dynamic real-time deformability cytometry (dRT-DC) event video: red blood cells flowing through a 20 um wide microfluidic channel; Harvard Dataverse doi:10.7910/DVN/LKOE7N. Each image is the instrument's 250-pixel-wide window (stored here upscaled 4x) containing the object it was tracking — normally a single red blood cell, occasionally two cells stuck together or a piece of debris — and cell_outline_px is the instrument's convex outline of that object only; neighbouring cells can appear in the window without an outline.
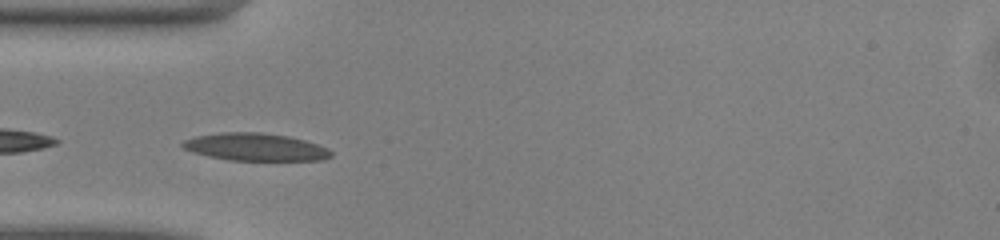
{"species": "common noctule bat (a hibernating species)", "species_latin": "Nyctalus noctula", "temperature_condition": "warm", "stored_images_in_passage": 15, "camera_frame_rate_fps": 3000, "um_per_image_px": 0.085, "animal": {"sex": "male", "body_mass_g": 13.0, "forearm_length_mm": 53.1}, "frame": {"image": 1, "passage_image": 10, "time_ms": 3.0, "image_size_px": [1000, 240], "cell_outline_px": [[332, 156], [324, 160], [228, 160], [208, 156], [192, 152], [184, 148], [180, 144], [184, 140], [196, 136], [220, 132], [260, 132], [288, 136], [304, 140], [328, 148], [332, 152]], "centroid_in_image_um": [21.7, 12.49], "position_along_channel_um": 63.3, "area_um2": 23.81}}
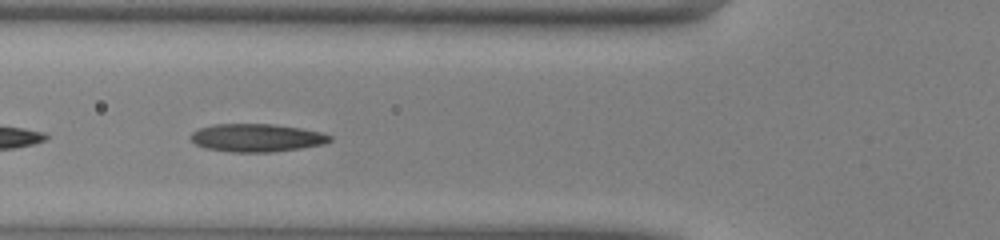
{"frame": {"image": 2, "passage_image": 13, "time_ms": 4.0, "image_size_px": [1000, 240], "cell_outline_px": [[332, 140], [324, 144], [300, 148], [272, 152], [232, 152], [204, 148], [196, 144], [188, 136], [196, 128], [212, 124], [272, 124], [300, 128], [320, 132], [332, 136]], "centroid_in_image_um": [21.77, 11.71], "position_along_channel_um": 104.0, "area_um2": 22.83}}